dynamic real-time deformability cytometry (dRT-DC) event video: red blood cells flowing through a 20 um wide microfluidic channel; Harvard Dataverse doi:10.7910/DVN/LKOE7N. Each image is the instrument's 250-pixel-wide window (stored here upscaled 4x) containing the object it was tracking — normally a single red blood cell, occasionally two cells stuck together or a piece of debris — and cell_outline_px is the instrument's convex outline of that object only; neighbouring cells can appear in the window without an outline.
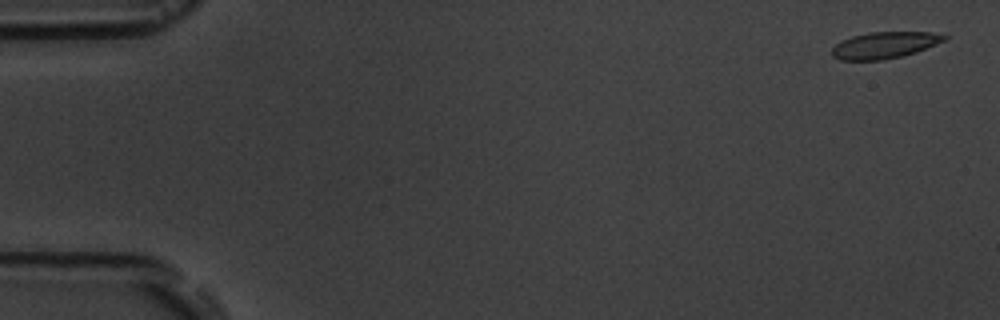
{"species": "common noctule bat (a hibernating species)", "species_latin": "Nyctalus noctula", "temperature_condition": "room temperature", "stored_images_in_passage": 6, "camera_frame_rate_fps": 3000, "um_per_image_px": 0.085, "animal": {"sex": "male", "body_mass_g": 19.5, "forearm_length_mm": 54.6}, "frame": {"image": 1, "passage_image": 1, "time_ms": 0.0, "image_size_px": [1000, 320], "cell_outline_px": [[948, 36], [944, 40], [936, 44], [916, 52], [900, 56], [880, 60], [840, 60], [832, 56], [832, 48], [840, 40], [852, 36], [868, 32], [932, 32]], "centroid_in_image_um": [75.14, 3.83], "position_along_channel_um": 9.9, "area_um2": 17.28}}
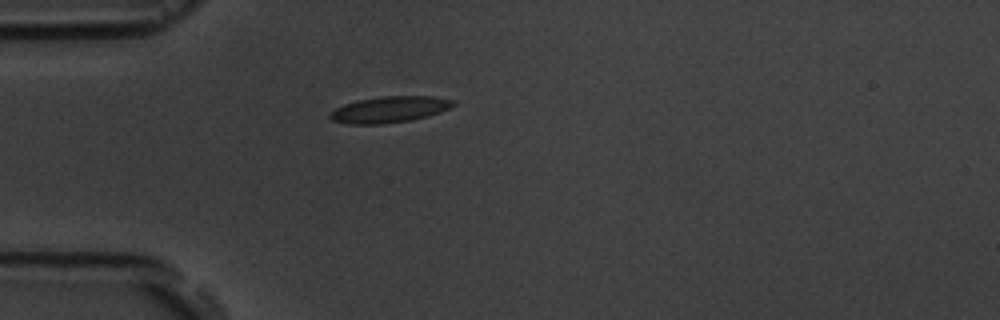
{"frame": {"image": 2, "passage_image": 5, "time_ms": 4.667, "image_size_px": [1000, 320], "cell_outline_px": [[456, 104], [440, 112], [428, 116], [412, 120], [380, 124], [348, 124], [332, 120], [328, 116], [336, 108], [344, 104], [360, 100], [384, 96], [432, 96], [456, 100]], "centroid_in_image_um": [33.14, 9.31], "position_along_channel_um": 51.9, "area_um2": 18.73}}